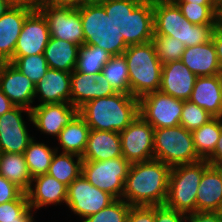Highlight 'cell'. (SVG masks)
Wrapping results in <instances>:
<instances>
[{"mask_svg":"<svg viewBox=\"0 0 222 222\" xmlns=\"http://www.w3.org/2000/svg\"><path fill=\"white\" fill-rule=\"evenodd\" d=\"M222 131V118L213 117L200 128L192 131L194 147L198 156L206 160L213 152Z\"/></svg>","mask_w":222,"mask_h":222,"instance_id":"31","label":"cell"},{"mask_svg":"<svg viewBox=\"0 0 222 222\" xmlns=\"http://www.w3.org/2000/svg\"><path fill=\"white\" fill-rule=\"evenodd\" d=\"M56 148L49 147L44 142H36L35 137L24 151L25 161L32 178L47 174Z\"/></svg>","mask_w":222,"mask_h":222,"instance_id":"32","label":"cell"},{"mask_svg":"<svg viewBox=\"0 0 222 222\" xmlns=\"http://www.w3.org/2000/svg\"><path fill=\"white\" fill-rule=\"evenodd\" d=\"M80 12L84 44L96 45L112 56L122 55L128 46L117 31L110 16L100 3H85L77 8Z\"/></svg>","mask_w":222,"mask_h":222,"instance_id":"6","label":"cell"},{"mask_svg":"<svg viewBox=\"0 0 222 222\" xmlns=\"http://www.w3.org/2000/svg\"><path fill=\"white\" fill-rule=\"evenodd\" d=\"M207 160L171 167L165 205L186 215L196 212V194Z\"/></svg>","mask_w":222,"mask_h":222,"instance_id":"7","label":"cell"},{"mask_svg":"<svg viewBox=\"0 0 222 222\" xmlns=\"http://www.w3.org/2000/svg\"><path fill=\"white\" fill-rule=\"evenodd\" d=\"M154 159L170 167L202 160L195 150L192 132L181 125L154 129Z\"/></svg>","mask_w":222,"mask_h":222,"instance_id":"8","label":"cell"},{"mask_svg":"<svg viewBox=\"0 0 222 222\" xmlns=\"http://www.w3.org/2000/svg\"><path fill=\"white\" fill-rule=\"evenodd\" d=\"M186 222H222V212H195L187 215Z\"/></svg>","mask_w":222,"mask_h":222,"instance_id":"44","label":"cell"},{"mask_svg":"<svg viewBox=\"0 0 222 222\" xmlns=\"http://www.w3.org/2000/svg\"><path fill=\"white\" fill-rule=\"evenodd\" d=\"M173 2H191L192 4H221L219 0H172Z\"/></svg>","mask_w":222,"mask_h":222,"instance_id":"50","label":"cell"},{"mask_svg":"<svg viewBox=\"0 0 222 222\" xmlns=\"http://www.w3.org/2000/svg\"><path fill=\"white\" fill-rule=\"evenodd\" d=\"M71 73L48 68L47 72L35 84V99L39 104L70 103Z\"/></svg>","mask_w":222,"mask_h":222,"instance_id":"21","label":"cell"},{"mask_svg":"<svg viewBox=\"0 0 222 222\" xmlns=\"http://www.w3.org/2000/svg\"><path fill=\"white\" fill-rule=\"evenodd\" d=\"M154 35L181 40L186 47L206 43L218 25H196L183 16L172 0H153Z\"/></svg>","mask_w":222,"mask_h":222,"instance_id":"4","label":"cell"},{"mask_svg":"<svg viewBox=\"0 0 222 222\" xmlns=\"http://www.w3.org/2000/svg\"><path fill=\"white\" fill-rule=\"evenodd\" d=\"M184 100L161 91L148 93L139 99V115L154 129L180 125Z\"/></svg>","mask_w":222,"mask_h":222,"instance_id":"10","label":"cell"},{"mask_svg":"<svg viewBox=\"0 0 222 222\" xmlns=\"http://www.w3.org/2000/svg\"><path fill=\"white\" fill-rule=\"evenodd\" d=\"M0 175L25 193L30 188L32 177L28 171L24 154L0 153Z\"/></svg>","mask_w":222,"mask_h":222,"instance_id":"29","label":"cell"},{"mask_svg":"<svg viewBox=\"0 0 222 222\" xmlns=\"http://www.w3.org/2000/svg\"><path fill=\"white\" fill-rule=\"evenodd\" d=\"M15 105L0 89V116L11 110Z\"/></svg>","mask_w":222,"mask_h":222,"instance_id":"49","label":"cell"},{"mask_svg":"<svg viewBox=\"0 0 222 222\" xmlns=\"http://www.w3.org/2000/svg\"><path fill=\"white\" fill-rule=\"evenodd\" d=\"M213 118L206 110L199 107L190 100H185L183 104L180 125L186 130L193 131L200 128Z\"/></svg>","mask_w":222,"mask_h":222,"instance_id":"40","label":"cell"},{"mask_svg":"<svg viewBox=\"0 0 222 222\" xmlns=\"http://www.w3.org/2000/svg\"><path fill=\"white\" fill-rule=\"evenodd\" d=\"M102 73L116 92L130 94L129 70L123 55L112 56Z\"/></svg>","mask_w":222,"mask_h":222,"instance_id":"35","label":"cell"},{"mask_svg":"<svg viewBox=\"0 0 222 222\" xmlns=\"http://www.w3.org/2000/svg\"><path fill=\"white\" fill-rule=\"evenodd\" d=\"M34 213L25 192L16 200L0 204V222H30Z\"/></svg>","mask_w":222,"mask_h":222,"instance_id":"36","label":"cell"},{"mask_svg":"<svg viewBox=\"0 0 222 222\" xmlns=\"http://www.w3.org/2000/svg\"><path fill=\"white\" fill-rule=\"evenodd\" d=\"M101 4L127 46L153 40V0H107Z\"/></svg>","mask_w":222,"mask_h":222,"instance_id":"3","label":"cell"},{"mask_svg":"<svg viewBox=\"0 0 222 222\" xmlns=\"http://www.w3.org/2000/svg\"><path fill=\"white\" fill-rule=\"evenodd\" d=\"M67 189L68 186L64 183L48 174H43L32 178L26 194L31 209L36 211L47 205L66 204Z\"/></svg>","mask_w":222,"mask_h":222,"instance_id":"22","label":"cell"},{"mask_svg":"<svg viewBox=\"0 0 222 222\" xmlns=\"http://www.w3.org/2000/svg\"><path fill=\"white\" fill-rule=\"evenodd\" d=\"M185 18L196 25H219L221 4H192L174 2Z\"/></svg>","mask_w":222,"mask_h":222,"instance_id":"34","label":"cell"},{"mask_svg":"<svg viewBox=\"0 0 222 222\" xmlns=\"http://www.w3.org/2000/svg\"><path fill=\"white\" fill-rule=\"evenodd\" d=\"M152 42L162 64L181 60L186 48L181 40L170 36L154 35Z\"/></svg>","mask_w":222,"mask_h":222,"instance_id":"38","label":"cell"},{"mask_svg":"<svg viewBox=\"0 0 222 222\" xmlns=\"http://www.w3.org/2000/svg\"><path fill=\"white\" fill-rule=\"evenodd\" d=\"M38 10L47 20L50 37L79 46L84 44L82 22L77 8L55 6L42 2Z\"/></svg>","mask_w":222,"mask_h":222,"instance_id":"11","label":"cell"},{"mask_svg":"<svg viewBox=\"0 0 222 222\" xmlns=\"http://www.w3.org/2000/svg\"><path fill=\"white\" fill-rule=\"evenodd\" d=\"M122 156L119 132L90 130L83 161H104Z\"/></svg>","mask_w":222,"mask_h":222,"instance_id":"24","label":"cell"},{"mask_svg":"<svg viewBox=\"0 0 222 222\" xmlns=\"http://www.w3.org/2000/svg\"><path fill=\"white\" fill-rule=\"evenodd\" d=\"M32 11L26 6H12L0 17V62H10L13 59L24 21Z\"/></svg>","mask_w":222,"mask_h":222,"instance_id":"20","label":"cell"},{"mask_svg":"<svg viewBox=\"0 0 222 222\" xmlns=\"http://www.w3.org/2000/svg\"><path fill=\"white\" fill-rule=\"evenodd\" d=\"M131 205L122 198L115 199L108 206L81 222H126Z\"/></svg>","mask_w":222,"mask_h":222,"instance_id":"39","label":"cell"},{"mask_svg":"<svg viewBox=\"0 0 222 222\" xmlns=\"http://www.w3.org/2000/svg\"><path fill=\"white\" fill-rule=\"evenodd\" d=\"M55 148L57 151L53 156L47 174L69 186L82 174L83 159L79 155L63 153L58 150V147Z\"/></svg>","mask_w":222,"mask_h":222,"instance_id":"30","label":"cell"},{"mask_svg":"<svg viewBox=\"0 0 222 222\" xmlns=\"http://www.w3.org/2000/svg\"><path fill=\"white\" fill-rule=\"evenodd\" d=\"M79 115L90 130L121 132L139 115V99L116 92L86 102L79 108Z\"/></svg>","mask_w":222,"mask_h":222,"instance_id":"2","label":"cell"},{"mask_svg":"<svg viewBox=\"0 0 222 222\" xmlns=\"http://www.w3.org/2000/svg\"><path fill=\"white\" fill-rule=\"evenodd\" d=\"M12 6L13 5L8 0H0V17L3 16Z\"/></svg>","mask_w":222,"mask_h":222,"instance_id":"51","label":"cell"},{"mask_svg":"<svg viewBox=\"0 0 222 222\" xmlns=\"http://www.w3.org/2000/svg\"><path fill=\"white\" fill-rule=\"evenodd\" d=\"M206 160L209 164L222 163V131L214 152Z\"/></svg>","mask_w":222,"mask_h":222,"instance_id":"47","label":"cell"},{"mask_svg":"<svg viewBox=\"0 0 222 222\" xmlns=\"http://www.w3.org/2000/svg\"><path fill=\"white\" fill-rule=\"evenodd\" d=\"M44 2L55 6L78 8L83 6L86 3V0H44Z\"/></svg>","mask_w":222,"mask_h":222,"instance_id":"46","label":"cell"},{"mask_svg":"<svg viewBox=\"0 0 222 222\" xmlns=\"http://www.w3.org/2000/svg\"><path fill=\"white\" fill-rule=\"evenodd\" d=\"M212 41L216 48L217 59L219 62V74L222 76V25L219 24L212 33Z\"/></svg>","mask_w":222,"mask_h":222,"instance_id":"45","label":"cell"},{"mask_svg":"<svg viewBox=\"0 0 222 222\" xmlns=\"http://www.w3.org/2000/svg\"><path fill=\"white\" fill-rule=\"evenodd\" d=\"M126 222H155V206H131Z\"/></svg>","mask_w":222,"mask_h":222,"instance_id":"41","label":"cell"},{"mask_svg":"<svg viewBox=\"0 0 222 222\" xmlns=\"http://www.w3.org/2000/svg\"><path fill=\"white\" fill-rule=\"evenodd\" d=\"M112 55L96 45L83 44L79 47L74 71L95 75L102 72Z\"/></svg>","mask_w":222,"mask_h":222,"instance_id":"33","label":"cell"},{"mask_svg":"<svg viewBox=\"0 0 222 222\" xmlns=\"http://www.w3.org/2000/svg\"><path fill=\"white\" fill-rule=\"evenodd\" d=\"M189 100L211 116L222 118L221 75L197 77Z\"/></svg>","mask_w":222,"mask_h":222,"instance_id":"23","label":"cell"},{"mask_svg":"<svg viewBox=\"0 0 222 222\" xmlns=\"http://www.w3.org/2000/svg\"><path fill=\"white\" fill-rule=\"evenodd\" d=\"M130 163L122 156L104 161H83L82 176L93 186L122 198Z\"/></svg>","mask_w":222,"mask_h":222,"instance_id":"9","label":"cell"},{"mask_svg":"<svg viewBox=\"0 0 222 222\" xmlns=\"http://www.w3.org/2000/svg\"><path fill=\"white\" fill-rule=\"evenodd\" d=\"M197 212H222V181L209 165L204 171L196 194Z\"/></svg>","mask_w":222,"mask_h":222,"instance_id":"26","label":"cell"},{"mask_svg":"<svg viewBox=\"0 0 222 222\" xmlns=\"http://www.w3.org/2000/svg\"><path fill=\"white\" fill-rule=\"evenodd\" d=\"M50 32L44 15L37 9L25 19L13 56H29L44 53Z\"/></svg>","mask_w":222,"mask_h":222,"instance_id":"16","label":"cell"},{"mask_svg":"<svg viewBox=\"0 0 222 222\" xmlns=\"http://www.w3.org/2000/svg\"><path fill=\"white\" fill-rule=\"evenodd\" d=\"M107 0H86V3H103L106 2Z\"/></svg>","mask_w":222,"mask_h":222,"instance_id":"53","label":"cell"},{"mask_svg":"<svg viewBox=\"0 0 222 222\" xmlns=\"http://www.w3.org/2000/svg\"><path fill=\"white\" fill-rule=\"evenodd\" d=\"M22 113L32 123L31 110L21 106H14L0 116V153L23 154L34 138L28 133Z\"/></svg>","mask_w":222,"mask_h":222,"instance_id":"14","label":"cell"},{"mask_svg":"<svg viewBox=\"0 0 222 222\" xmlns=\"http://www.w3.org/2000/svg\"><path fill=\"white\" fill-rule=\"evenodd\" d=\"M90 128L85 120L78 114L56 138L63 153L83 156L85 152Z\"/></svg>","mask_w":222,"mask_h":222,"instance_id":"28","label":"cell"},{"mask_svg":"<svg viewBox=\"0 0 222 222\" xmlns=\"http://www.w3.org/2000/svg\"><path fill=\"white\" fill-rule=\"evenodd\" d=\"M70 85V103L78 109L90 100L107 97L116 93L102 72L89 75L73 70L71 72Z\"/></svg>","mask_w":222,"mask_h":222,"instance_id":"18","label":"cell"},{"mask_svg":"<svg viewBox=\"0 0 222 222\" xmlns=\"http://www.w3.org/2000/svg\"><path fill=\"white\" fill-rule=\"evenodd\" d=\"M187 215L166 205L155 206V222H186Z\"/></svg>","mask_w":222,"mask_h":222,"instance_id":"42","label":"cell"},{"mask_svg":"<svg viewBox=\"0 0 222 222\" xmlns=\"http://www.w3.org/2000/svg\"><path fill=\"white\" fill-rule=\"evenodd\" d=\"M119 134L123 157L130 164L154 159V128L140 115Z\"/></svg>","mask_w":222,"mask_h":222,"instance_id":"13","label":"cell"},{"mask_svg":"<svg viewBox=\"0 0 222 222\" xmlns=\"http://www.w3.org/2000/svg\"><path fill=\"white\" fill-rule=\"evenodd\" d=\"M13 6H26L37 10L44 0H8Z\"/></svg>","mask_w":222,"mask_h":222,"instance_id":"48","label":"cell"},{"mask_svg":"<svg viewBox=\"0 0 222 222\" xmlns=\"http://www.w3.org/2000/svg\"><path fill=\"white\" fill-rule=\"evenodd\" d=\"M79 45L50 37L44 49V57L49 68L72 72L78 59Z\"/></svg>","mask_w":222,"mask_h":222,"instance_id":"27","label":"cell"},{"mask_svg":"<svg viewBox=\"0 0 222 222\" xmlns=\"http://www.w3.org/2000/svg\"><path fill=\"white\" fill-rule=\"evenodd\" d=\"M129 70L130 94L137 99L159 91L162 63L152 41L130 45L122 54Z\"/></svg>","mask_w":222,"mask_h":222,"instance_id":"5","label":"cell"},{"mask_svg":"<svg viewBox=\"0 0 222 222\" xmlns=\"http://www.w3.org/2000/svg\"><path fill=\"white\" fill-rule=\"evenodd\" d=\"M115 198L109 193L93 186L82 174L67 189L66 206L71 213L79 216L81 221L102 210Z\"/></svg>","mask_w":222,"mask_h":222,"instance_id":"12","label":"cell"},{"mask_svg":"<svg viewBox=\"0 0 222 222\" xmlns=\"http://www.w3.org/2000/svg\"><path fill=\"white\" fill-rule=\"evenodd\" d=\"M0 89L15 106L33 108L35 83L10 62H0Z\"/></svg>","mask_w":222,"mask_h":222,"instance_id":"17","label":"cell"},{"mask_svg":"<svg viewBox=\"0 0 222 222\" xmlns=\"http://www.w3.org/2000/svg\"><path fill=\"white\" fill-rule=\"evenodd\" d=\"M220 24L222 25V3H221Z\"/></svg>","mask_w":222,"mask_h":222,"instance_id":"54","label":"cell"},{"mask_svg":"<svg viewBox=\"0 0 222 222\" xmlns=\"http://www.w3.org/2000/svg\"><path fill=\"white\" fill-rule=\"evenodd\" d=\"M219 174L222 181V163L210 164Z\"/></svg>","mask_w":222,"mask_h":222,"instance_id":"52","label":"cell"},{"mask_svg":"<svg viewBox=\"0 0 222 222\" xmlns=\"http://www.w3.org/2000/svg\"><path fill=\"white\" fill-rule=\"evenodd\" d=\"M181 61L197 77L219 74V62L212 39L206 43L186 47Z\"/></svg>","mask_w":222,"mask_h":222,"instance_id":"25","label":"cell"},{"mask_svg":"<svg viewBox=\"0 0 222 222\" xmlns=\"http://www.w3.org/2000/svg\"><path fill=\"white\" fill-rule=\"evenodd\" d=\"M197 76L181 60L162 65L159 91L181 100H189Z\"/></svg>","mask_w":222,"mask_h":222,"instance_id":"19","label":"cell"},{"mask_svg":"<svg viewBox=\"0 0 222 222\" xmlns=\"http://www.w3.org/2000/svg\"><path fill=\"white\" fill-rule=\"evenodd\" d=\"M79 114L71 103L33 105L32 124L42 134L58 137L60 132Z\"/></svg>","mask_w":222,"mask_h":222,"instance_id":"15","label":"cell"},{"mask_svg":"<svg viewBox=\"0 0 222 222\" xmlns=\"http://www.w3.org/2000/svg\"><path fill=\"white\" fill-rule=\"evenodd\" d=\"M171 167L153 159L130 164L122 199L131 206L165 205Z\"/></svg>","mask_w":222,"mask_h":222,"instance_id":"1","label":"cell"},{"mask_svg":"<svg viewBox=\"0 0 222 222\" xmlns=\"http://www.w3.org/2000/svg\"><path fill=\"white\" fill-rule=\"evenodd\" d=\"M10 63L35 84L40 81L49 68L43 53L29 56H13Z\"/></svg>","mask_w":222,"mask_h":222,"instance_id":"37","label":"cell"},{"mask_svg":"<svg viewBox=\"0 0 222 222\" xmlns=\"http://www.w3.org/2000/svg\"><path fill=\"white\" fill-rule=\"evenodd\" d=\"M23 191L0 175V204L16 200Z\"/></svg>","mask_w":222,"mask_h":222,"instance_id":"43","label":"cell"}]
</instances>
